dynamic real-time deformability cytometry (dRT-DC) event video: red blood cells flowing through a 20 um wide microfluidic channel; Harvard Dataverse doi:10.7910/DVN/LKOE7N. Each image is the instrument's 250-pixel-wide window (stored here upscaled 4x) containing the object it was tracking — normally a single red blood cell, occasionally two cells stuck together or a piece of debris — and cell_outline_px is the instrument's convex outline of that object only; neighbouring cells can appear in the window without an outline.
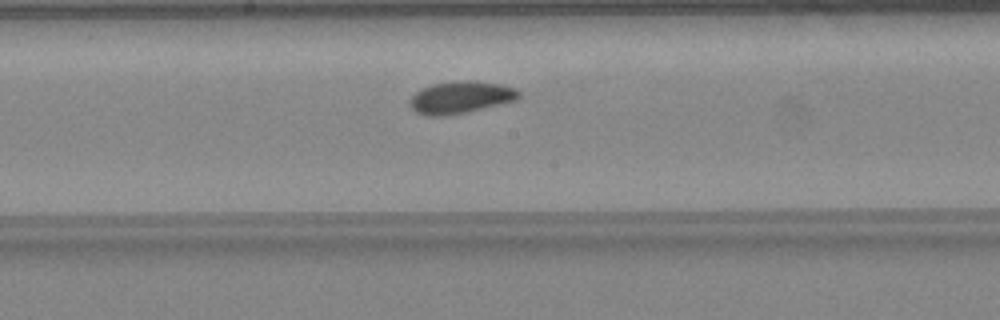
{"species": "common noctule bat (a hibernating species)", "species_latin": "Nyctalus noctula", "temperature_condition": "warm", "stored_images_in_passage": 39, "camera_frame_rate_fps": 3000, "um_per_image_px": 0.085, "animal": {"sex": "female", "body_mass_g": 24.6, "forearm_length_mm": 56.2}, "frame": {"image": 1, "passage_image": 17, "time_ms": 5.333, "image_size_px": [1000, 320], "cell_outline_px": [[520, 96], [516, 100], [464, 112], [444, 116], [428, 116], [416, 112], [408, 104], [408, 100], [416, 92], [432, 84], [452, 80], [476, 80], [500, 84], [516, 88], [520, 92]], "centroid_in_image_um": [39.13, 8.25], "position_along_channel_um": 209.1, "area_um2": 20.46}, "authors_computed_cell_mechanics": {"area_um2": 19.5942, "velocity_mm_per_s": 4.2843, "shape_relaxation_time_tau1_ms": 2.6073, "shape_relaxation_time_tau2_ms": null, "deformation_change_tau1": 0.0776, "deformation_change_tau2": null}}